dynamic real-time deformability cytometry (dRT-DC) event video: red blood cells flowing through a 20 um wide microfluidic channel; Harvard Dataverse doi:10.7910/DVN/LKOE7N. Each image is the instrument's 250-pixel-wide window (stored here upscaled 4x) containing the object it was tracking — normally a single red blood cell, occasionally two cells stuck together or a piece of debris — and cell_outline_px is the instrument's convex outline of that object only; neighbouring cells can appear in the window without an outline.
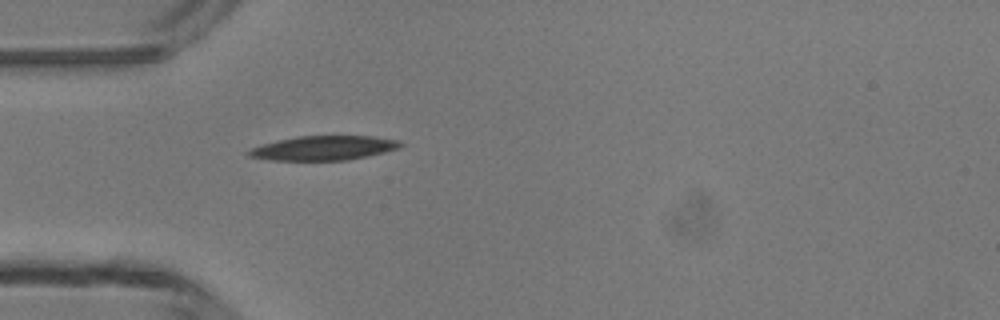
{"species": "common noctule bat (a hibernating species)", "species_latin": "Nyctalus noctula", "temperature_condition": "room temperature", "stored_images_in_passage": 1, "camera_frame_rate_fps": 3000, "um_per_image_px": 0.085, "animal": {"sex": "male", "body_mass_g": 13.3}, "frame": {"image": 1, "passage_image": 1, "time_ms": 0.0, "image_size_px": [1000, 320], "cell_outline_px": [[404, 144], [400, 148], [368, 156], [348, 160], [268, 160], [248, 156], [244, 152], [260, 144], [296, 136], [372, 136], [400, 140]], "centroid_in_image_um": [27.5, 12.58], "position_along_channel_um": 57.5, "area_um2": 21.73}}